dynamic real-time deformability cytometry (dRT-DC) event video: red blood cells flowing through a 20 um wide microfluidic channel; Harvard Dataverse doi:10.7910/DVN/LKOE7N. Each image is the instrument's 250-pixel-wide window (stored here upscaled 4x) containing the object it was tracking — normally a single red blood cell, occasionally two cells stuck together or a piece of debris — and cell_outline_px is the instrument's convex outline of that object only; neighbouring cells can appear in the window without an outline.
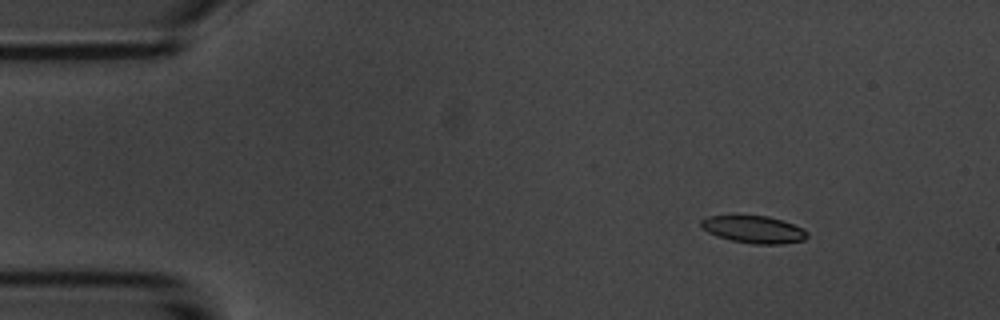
{"species": "common noctule bat (a hibernating species)", "species_latin": "Nyctalus noctula", "temperature_condition": "room temperature", "stored_images_in_passage": 9, "camera_frame_rate_fps": 3000, "um_per_image_px": 0.085, "animal": {"sex": "male", "body_mass_g": 20.1, "forearm_length_mm": 53.5}, "frame": {"image": 1, "passage_image": 1, "time_ms": 0.0, "image_size_px": [1000, 320], "cell_outline_px": [[808, 236], [804, 240], [780, 244], [752, 244], [732, 240], [716, 236], [708, 232], [700, 224], [700, 220], [708, 216], [736, 212], [768, 216], [784, 220], [804, 228], [808, 232]], "centroid_in_image_um": [64.04, 19.44], "position_along_channel_um": 21.0, "area_um2": 17.8}}